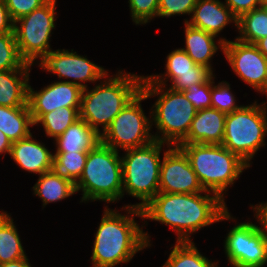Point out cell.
Wrapping results in <instances>:
<instances>
[{"label":"cell","mask_w":267,"mask_h":267,"mask_svg":"<svg viewBox=\"0 0 267 267\" xmlns=\"http://www.w3.org/2000/svg\"><path fill=\"white\" fill-rule=\"evenodd\" d=\"M184 23L206 31L216 37L230 23L237 27L238 19L232 11L219 0H197L192 11L191 19H184Z\"/></svg>","instance_id":"18"},{"label":"cell","mask_w":267,"mask_h":267,"mask_svg":"<svg viewBox=\"0 0 267 267\" xmlns=\"http://www.w3.org/2000/svg\"><path fill=\"white\" fill-rule=\"evenodd\" d=\"M34 126L30 108L0 106V130L11 142L26 138L31 134L30 127Z\"/></svg>","instance_id":"24"},{"label":"cell","mask_w":267,"mask_h":267,"mask_svg":"<svg viewBox=\"0 0 267 267\" xmlns=\"http://www.w3.org/2000/svg\"><path fill=\"white\" fill-rule=\"evenodd\" d=\"M223 53L234 73L261 93L267 85V58L257 46L235 38L224 43Z\"/></svg>","instance_id":"13"},{"label":"cell","mask_w":267,"mask_h":267,"mask_svg":"<svg viewBox=\"0 0 267 267\" xmlns=\"http://www.w3.org/2000/svg\"><path fill=\"white\" fill-rule=\"evenodd\" d=\"M13 22L39 8L47 0H4Z\"/></svg>","instance_id":"35"},{"label":"cell","mask_w":267,"mask_h":267,"mask_svg":"<svg viewBox=\"0 0 267 267\" xmlns=\"http://www.w3.org/2000/svg\"><path fill=\"white\" fill-rule=\"evenodd\" d=\"M87 157L88 151L55 152L54 170L75 183L83 172Z\"/></svg>","instance_id":"29"},{"label":"cell","mask_w":267,"mask_h":267,"mask_svg":"<svg viewBox=\"0 0 267 267\" xmlns=\"http://www.w3.org/2000/svg\"><path fill=\"white\" fill-rule=\"evenodd\" d=\"M130 15L136 25L146 24L158 17L159 0H129Z\"/></svg>","instance_id":"32"},{"label":"cell","mask_w":267,"mask_h":267,"mask_svg":"<svg viewBox=\"0 0 267 267\" xmlns=\"http://www.w3.org/2000/svg\"><path fill=\"white\" fill-rule=\"evenodd\" d=\"M93 89H83L79 118L84 120L98 135H101L110 126L114 118L140 92L143 76L125 73L118 70L117 74L108 77ZM102 126V132L99 127Z\"/></svg>","instance_id":"3"},{"label":"cell","mask_w":267,"mask_h":267,"mask_svg":"<svg viewBox=\"0 0 267 267\" xmlns=\"http://www.w3.org/2000/svg\"><path fill=\"white\" fill-rule=\"evenodd\" d=\"M13 220L7 212L0 211V264L27 257Z\"/></svg>","instance_id":"25"},{"label":"cell","mask_w":267,"mask_h":267,"mask_svg":"<svg viewBox=\"0 0 267 267\" xmlns=\"http://www.w3.org/2000/svg\"><path fill=\"white\" fill-rule=\"evenodd\" d=\"M83 89L66 80L48 84L39 91L28 85V106L33 123L43 114L68 107L80 108Z\"/></svg>","instance_id":"16"},{"label":"cell","mask_w":267,"mask_h":267,"mask_svg":"<svg viewBox=\"0 0 267 267\" xmlns=\"http://www.w3.org/2000/svg\"><path fill=\"white\" fill-rule=\"evenodd\" d=\"M31 69L0 71V106H28V85Z\"/></svg>","instance_id":"21"},{"label":"cell","mask_w":267,"mask_h":267,"mask_svg":"<svg viewBox=\"0 0 267 267\" xmlns=\"http://www.w3.org/2000/svg\"><path fill=\"white\" fill-rule=\"evenodd\" d=\"M256 101L228 113L225 118L222 145L249 167L256 152L266 145L267 105Z\"/></svg>","instance_id":"8"},{"label":"cell","mask_w":267,"mask_h":267,"mask_svg":"<svg viewBox=\"0 0 267 267\" xmlns=\"http://www.w3.org/2000/svg\"><path fill=\"white\" fill-rule=\"evenodd\" d=\"M11 146V140L0 130V154H10Z\"/></svg>","instance_id":"39"},{"label":"cell","mask_w":267,"mask_h":267,"mask_svg":"<svg viewBox=\"0 0 267 267\" xmlns=\"http://www.w3.org/2000/svg\"><path fill=\"white\" fill-rule=\"evenodd\" d=\"M166 59V73L144 76L142 82H154L157 85L167 86L166 82L169 79L171 89L183 91L192 85L203 84L213 75L205 66L197 65L181 48L170 52Z\"/></svg>","instance_id":"15"},{"label":"cell","mask_w":267,"mask_h":267,"mask_svg":"<svg viewBox=\"0 0 267 267\" xmlns=\"http://www.w3.org/2000/svg\"><path fill=\"white\" fill-rule=\"evenodd\" d=\"M32 189L34 195L42 199L44 207L48 203L61 201L77 193L75 183L54 169L41 174Z\"/></svg>","instance_id":"23"},{"label":"cell","mask_w":267,"mask_h":267,"mask_svg":"<svg viewBox=\"0 0 267 267\" xmlns=\"http://www.w3.org/2000/svg\"><path fill=\"white\" fill-rule=\"evenodd\" d=\"M238 40L255 44L267 36V8L259 7L243 14L237 21Z\"/></svg>","instance_id":"27"},{"label":"cell","mask_w":267,"mask_h":267,"mask_svg":"<svg viewBox=\"0 0 267 267\" xmlns=\"http://www.w3.org/2000/svg\"><path fill=\"white\" fill-rule=\"evenodd\" d=\"M141 91L147 98L158 97L150 111L152 125L154 122L157 128L154 139L166 143V146H178L187 137L196 115L193 104L182 91L167 89L165 85L154 82H142Z\"/></svg>","instance_id":"5"},{"label":"cell","mask_w":267,"mask_h":267,"mask_svg":"<svg viewBox=\"0 0 267 267\" xmlns=\"http://www.w3.org/2000/svg\"><path fill=\"white\" fill-rule=\"evenodd\" d=\"M224 249L233 267H264L267 263V237L251 221L231 228Z\"/></svg>","instance_id":"11"},{"label":"cell","mask_w":267,"mask_h":267,"mask_svg":"<svg viewBox=\"0 0 267 267\" xmlns=\"http://www.w3.org/2000/svg\"><path fill=\"white\" fill-rule=\"evenodd\" d=\"M215 76L213 74V85L211 87V108L217 109L218 111L226 114L232 113L238 110L243 105L236 104V97L230 91V84L226 81H221L218 85H214Z\"/></svg>","instance_id":"31"},{"label":"cell","mask_w":267,"mask_h":267,"mask_svg":"<svg viewBox=\"0 0 267 267\" xmlns=\"http://www.w3.org/2000/svg\"><path fill=\"white\" fill-rule=\"evenodd\" d=\"M213 85V75L203 84H195L183 90L188 99L196 109L203 110L211 108V87Z\"/></svg>","instance_id":"33"},{"label":"cell","mask_w":267,"mask_h":267,"mask_svg":"<svg viewBox=\"0 0 267 267\" xmlns=\"http://www.w3.org/2000/svg\"><path fill=\"white\" fill-rule=\"evenodd\" d=\"M185 25V48L184 50L189 57L197 64L205 66L213 73L211 60L213 55L217 53L218 49L223 51L224 43L228 40L225 38H219L216 45V36L207 33L204 30L190 26L188 23Z\"/></svg>","instance_id":"20"},{"label":"cell","mask_w":267,"mask_h":267,"mask_svg":"<svg viewBox=\"0 0 267 267\" xmlns=\"http://www.w3.org/2000/svg\"><path fill=\"white\" fill-rule=\"evenodd\" d=\"M261 93H262V94H266V97H267V85H266V87L262 90Z\"/></svg>","instance_id":"43"},{"label":"cell","mask_w":267,"mask_h":267,"mask_svg":"<svg viewBox=\"0 0 267 267\" xmlns=\"http://www.w3.org/2000/svg\"><path fill=\"white\" fill-rule=\"evenodd\" d=\"M197 0H159L158 17L191 16Z\"/></svg>","instance_id":"34"},{"label":"cell","mask_w":267,"mask_h":267,"mask_svg":"<svg viewBox=\"0 0 267 267\" xmlns=\"http://www.w3.org/2000/svg\"><path fill=\"white\" fill-rule=\"evenodd\" d=\"M148 98L141 91L114 118L110 126L100 135V141L119 151L139 148L152 143L155 139L150 133L152 120L143 111L141 102Z\"/></svg>","instance_id":"10"},{"label":"cell","mask_w":267,"mask_h":267,"mask_svg":"<svg viewBox=\"0 0 267 267\" xmlns=\"http://www.w3.org/2000/svg\"><path fill=\"white\" fill-rule=\"evenodd\" d=\"M205 191L223 201L231 185L249 166L222 144H179ZM225 190V191H224Z\"/></svg>","instance_id":"4"},{"label":"cell","mask_w":267,"mask_h":267,"mask_svg":"<svg viewBox=\"0 0 267 267\" xmlns=\"http://www.w3.org/2000/svg\"><path fill=\"white\" fill-rule=\"evenodd\" d=\"M14 32V22L11 19L5 1L0 0V34Z\"/></svg>","instance_id":"38"},{"label":"cell","mask_w":267,"mask_h":267,"mask_svg":"<svg viewBox=\"0 0 267 267\" xmlns=\"http://www.w3.org/2000/svg\"><path fill=\"white\" fill-rule=\"evenodd\" d=\"M172 248L162 267H218V261L203 256L192 241H176Z\"/></svg>","instance_id":"26"},{"label":"cell","mask_w":267,"mask_h":267,"mask_svg":"<svg viewBox=\"0 0 267 267\" xmlns=\"http://www.w3.org/2000/svg\"><path fill=\"white\" fill-rule=\"evenodd\" d=\"M163 142L154 140L152 143L124 150L122 163V198L127 193L139 199V203L125 205L143 209L159 193V175Z\"/></svg>","instance_id":"7"},{"label":"cell","mask_w":267,"mask_h":267,"mask_svg":"<svg viewBox=\"0 0 267 267\" xmlns=\"http://www.w3.org/2000/svg\"><path fill=\"white\" fill-rule=\"evenodd\" d=\"M255 211V218H257V222L260 224L257 225V228L260 232H262L267 237V202H262L261 204H256L255 206H250Z\"/></svg>","instance_id":"37"},{"label":"cell","mask_w":267,"mask_h":267,"mask_svg":"<svg viewBox=\"0 0 267 267\" xmlns=\"http://www.w3.org/2000/svg\"><path fill=\"white\" fill-rule=\"evenodd\" d=\"M210 193L212 192H159L141 209L143 220L149 219L170 226L177 234V242L191 241L190 235L201 228L216 222L236 219L229 213L225 201L217 194Z\"/></svg>","instance_id":"1"},{"label":"cell","mask_w":267,"mask_h":267,"mask_svg":"<svg viewBox=\"0 0 267 267\" xmlns=\"http://www.w3.org/2000/svg\"><path fill=\"white\" fill-rule=\"evenodd\" d=\"M261 4H262V7H266L267 6V0H261Z\"/></svg>","instance_id":"42"},{"label":"cell","mask_w":267,"mask_h":267,"mask_svg":"<svg viewBox=\"0 0 267 267\" xmlns=\"http://www.w3.org/2000/svg\"><path fill=\"white\" fill-rule=\"evenodd\" d=\"M0 267H31L28 257L0 264Z\"/></svg>","instance_id":"40"},{"label":"cell","mask_w":267,"mask_h":267,"mask_svg":"<svg viewBox=\"0 0 267 267\" xmlns=\"http://www.w3.org/2000/svg\"><path fill=\"white\" fill-rule=\"evenodd\" d=\"M76 192L82 191L81 202L104 201L114 203L122 198V163L119 151L99 141L88 151Z\"/></svg>","instance_id":"6"},{"label":"cell","mask_w":267,"mask_h":267,"mask_svg":"<svg viewBox=\"0 0 267 267\" xmlns=\"http://www.w3.org/2000/svg\"><path fill=\"white\" fill-rule=\"evenodd\" d=\"M226 115L214 108L198 110L180 144H222Z\"/></svg>","instance_id":"19"},{"label":"cell","mask_w":267,"mask_h":267,"mask_svg":"<svg viewBox=\"0 0 267 267\" xmlns=\"http://www.w3.org/2000/svg\"><path fill=\"white\" fill-rule=\"evenodd\" d=\"M126 214L105 206L101 222L95 233L91 256L92 267H115L128 263L137 252L149 247L150 235L134 220L135 216L143 219L142 210L123 207Z\"/></svg>","instance_id":"2"},{"label":"cell","mask_w":267,"mask_h":267,"mask_svg":"<svg viewBox=\"0 0 267 267\" xmlns=\"http://www.w3.org/2000/svg\"><path fill=\"white\" fill-rule=\"evenodd\" d=\"M159 175V192L192 194L205 192L185 153L178 146H167Z\"/></svg>","instance_id":"14"},{"label":"cell","mask_w":267,"mask_h":267,"mask_svg":"<svg viewBox=\"0 0 267 267\" xmlns=\"http://www.w3.org/2000/svg\"><path fill=\"white\" fill-rule=\"evenodd\" d=\"M255 45L258 50L267 58V36L258 40Z\"/></svg>","instance_id":"41"},{"label":"cell","mask_w":267,"mask_h":267,"mask_svg":"<svg viewBox=\"0 0 267 267\" xmlns=\"http://www.w3.org/2000/svg\"><path fill=\"white\" fill-rule=\"evenodd\" d=\"M224 4L237 19L243 14L262 6L261 0H225Z\"/></svg>","instance_id":"36"},{"label":"cell","mask_w":267,"mask_h":267,"mask_svg":"<svg viewBox=\"0 0 267 267\" xmlns=\"http://www.w3.org/2000/svg\"><path fill=\"white\" fill-rule=\"evenodd\" d=\"M9 155L20 168L29 173L40 176L54 169V154L45 144L35 140L32 133L26 138L13 142Z\"/></svg>","instance_id":"17"},{"label":"cell","mask_w":267,"mask_h":267,"mask_svg":"<svg viewBox=\"0 0 267 267\" xmlns=\"http://www.w3.org/2000/svg\"><path fill=\"white\" fill-rule=\"evenodd\" d=\"M54 141L56 152L89 151L100 141V135L79 118Z\"/></svg>","instance_id":"22"},{"label":"cell","mask_w":267,"mask_h":267,"mask_svg":"<svg viewBox=\"0 0 267 267\" xmlns=\"http://www.w3.org/2000/svg\"><path fill=\"white\" fill-rule=\"evenodd\" d=\"M20 56L15 33L0 34V71L15 69H31Z\"/></svg>","instance_id":"30"},{"label":"cell","mask_w":267,"mask_h":267,"mask_svg":"<svg viewBox=\"0 0 267 267\" xmlns=\"http://www.w3.org/2000/svg\"><path fill=\"white\" fill-rule=\"evenodd\" d=\"M56 1L47 0L39 8L14 22L18 50L27 64L34 65V61H41L52 51L49 41L57 19Z\"/></svg>","instance_id":"9"},{"label":"cell","mask_w":267,"mask_h":267,"mask_svg":"<svg viewBox=\"0 0 267 267\" xmlns=\"http://www.w3.org/2000/svg\"><path fill=\"white\" fill-rule=\"evenodd\" d=\"M80 108L63 107L43 114L34 125L42 124L46 136L54 140L79 119Z\"/></svg>","instance_id":"28"},{"label":"cell","mask_w":267,"mask_h":267,"mask_svg":"<svg viewBox=\"0 0 267 267\" xmlns=\"http://www.w3.org/2000/svg\"><path fill=\"white\" fill-rule=\"evenodd\" d=\"M39 62L37 63L41 69L56 74L59 80L71 79L68 82L82 89L88 88V84L84 83L100 81L108 73L105 68L91 62L86 56L77 54L73 49L71 52L66 49L52 50Z\"/></svg>","instance_id":"12"}]
</instances>
